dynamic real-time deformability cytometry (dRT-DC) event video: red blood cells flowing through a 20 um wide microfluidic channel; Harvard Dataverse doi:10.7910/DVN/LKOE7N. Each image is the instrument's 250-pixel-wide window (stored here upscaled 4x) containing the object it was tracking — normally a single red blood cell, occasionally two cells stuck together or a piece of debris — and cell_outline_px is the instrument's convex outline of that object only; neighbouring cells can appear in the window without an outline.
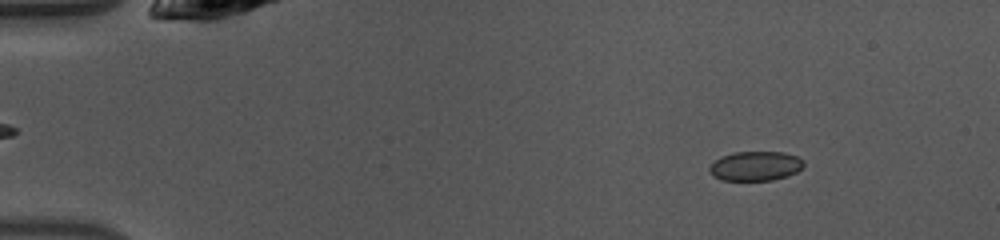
{"species": "common noctule bat (a hibernating species)", "species_latin": "Nyctalus noctula", "temperature_condition": "warm", "stored_images_in_passage": 44, "camera_frame_rate_fps": 3000, "um_per_image_px": 0.085, "animal": {"sex": "female", "body_mass_g": 10.0, "forearm_length_mm": 53.1}, "frame": {"image": 1, "passage_image": 2, "time_ms": 0.333, "image_size_px": [1000, 240], "cell_outline_px": [[804, 164], [796, 172], [788, 176], [772, 180], [720, 180], [712, 176], [708, 168], [720, 156], [732, 152], [784, 152], [796, 156], [804, 160]], "centroid_in_image_um": [64.19, 14.11], "position_along_channel_um": 20.8, "area_um2": 16.24}}
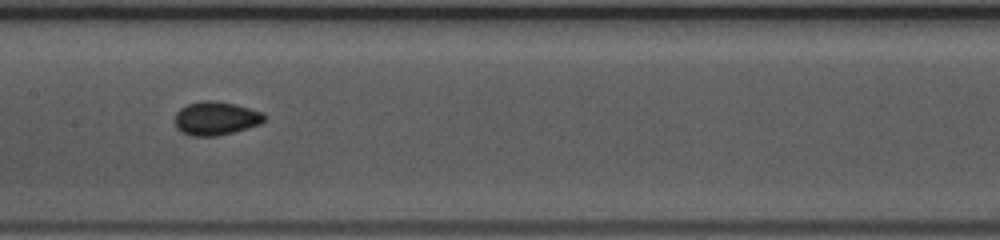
{"frame": {"image": 2, "passage_image": 20, "time_ms": 6.333, "image_size_px": [1000, 240], "cell_outline_px": [[264, 120], [260, 124], [248, 128], [216, 136], [192, 136], [180, 132], [176, 128], [176, 112], [180, 108], [188, 104], [204, 100], [212, 100], [236, 104], [260, 112], [264, 116]], "centroid_in_image_um": [18.31, 10.06], "position_along_channel_um": 189.1, "area_um2": 17.34}}
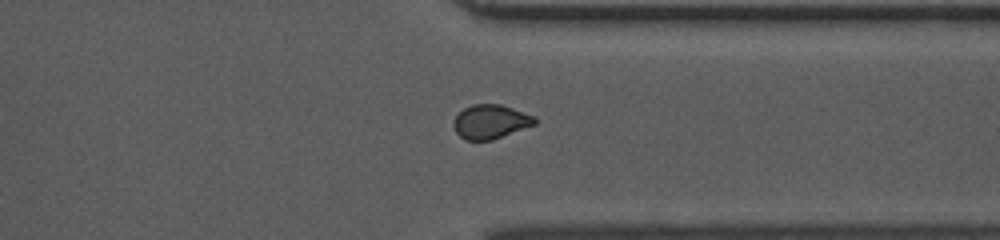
{"frame": {"image": 3, "passage_image": 33, "time_ms": 10.667, "image_size_px": [1000, 240], "cell_outline_px": [[536, 124], [492, 140], [464, 140], [456, 132], [452, 124], [452, 120], [464, 108], [472, 104], [500, 104], [536, 116]], "centroid_in_image_um": [41.68, 10.34], "position_along_channel_um": 369.7, "area_um2": 16.18}, "authors_computed_cell_mechanics": {"area_um2": 16.3863, "velocity_mm_per_s": 4.1827, "shape_relaxation_time_tau1_ms": 2.4175, "shape_relaxation_time_tau2_ms": 1.1036, "deformation_change_tau1": 0.0662, "deformation_change_tau2": 0.0533}}